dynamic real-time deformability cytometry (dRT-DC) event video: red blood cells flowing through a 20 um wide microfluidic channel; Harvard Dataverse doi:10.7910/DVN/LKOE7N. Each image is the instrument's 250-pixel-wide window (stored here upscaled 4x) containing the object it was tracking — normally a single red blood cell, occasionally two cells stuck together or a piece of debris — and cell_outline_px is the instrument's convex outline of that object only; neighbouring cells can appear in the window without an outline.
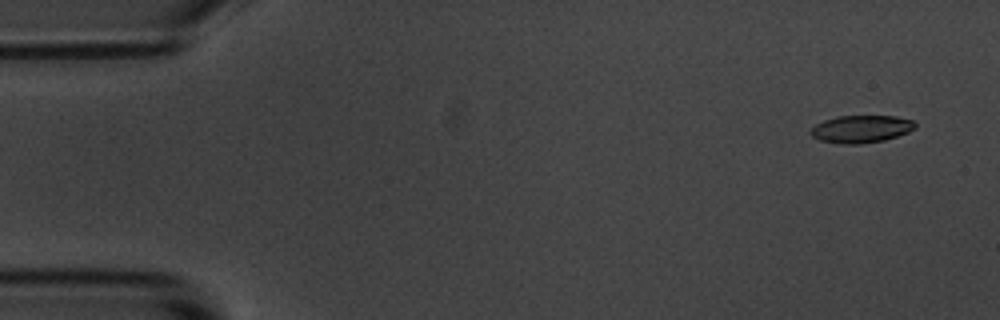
{"species": "common noctule bat (a hibernating species)", "species_latin": "Nyctalus noctula", "temperature_condition": "room temperature", "stored_images_in_passage": 8, "camera_frame_rate_fps": 3000, "um_per_image_px": 0.085, "animal": {"sex": "male", "body_mass_g": 20.1, "forearm_length_mm": 53.5}, "frame": {"image": 1, "passage_image": 1, "time_ms": 0.0, "image_size_px": [1000, 320], "cell_outline_px": [[916, 128], [908, 132], [884, 140], [860, 144], [840, 144], [820, 140], [812, 136], [808, 132], [816, 124], [824, 120], [836, 116], [896, 116], [912, 120], [916, 124]], "centroid_in_image_um": [73.18, 10.96], "position_along_channel_um": 11.8, "area_um2": 16.76}}
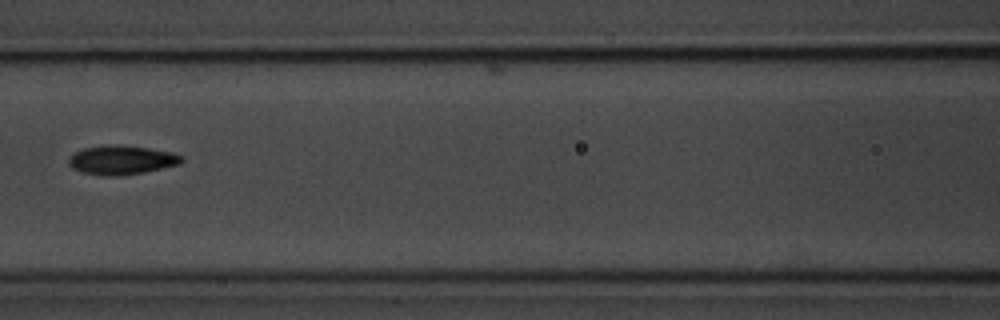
{"frame": {"image": 2, "passage_image": 7, "time_ms": 7.0, "image_size_px": [1000, 320], "cell_outline_px": [[184, 160], [180, 164], [144, 172], [116, 176], [100, 176], [84, 172], [72, 168], [68, 164], [68, 160], [76, 152], [84, 148], [108, 144], [120, 144], [148, 148], [172, 152], [184, 156]], "centroid_in_image_um": [10.36, 13.59], "position_along_channel_um": 156.2, "area_um2": 19.19}}
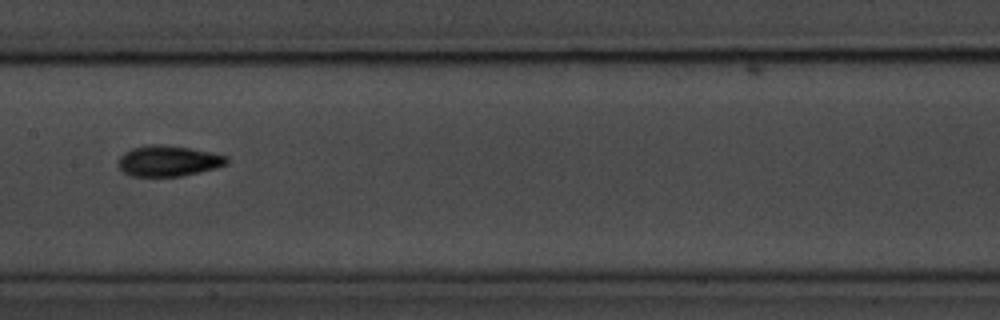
{"frame": {"image": 3, "passage_image": 8, "time_ms": 8.0, "image_size_px": [1000, 320], "cell_outline_px": [[228, 164], [216, 168], [180, 176], [132, 176], [124, 172], [116, 164], [120, 156], [124, 152], [132, 148], [148, 144], [160, 144], [188, 148], [228, 156]], "centroid_in_image_um": [14.28, 13.68], "position_along_channel_um": 193.1, "area_um2": 19.36}}